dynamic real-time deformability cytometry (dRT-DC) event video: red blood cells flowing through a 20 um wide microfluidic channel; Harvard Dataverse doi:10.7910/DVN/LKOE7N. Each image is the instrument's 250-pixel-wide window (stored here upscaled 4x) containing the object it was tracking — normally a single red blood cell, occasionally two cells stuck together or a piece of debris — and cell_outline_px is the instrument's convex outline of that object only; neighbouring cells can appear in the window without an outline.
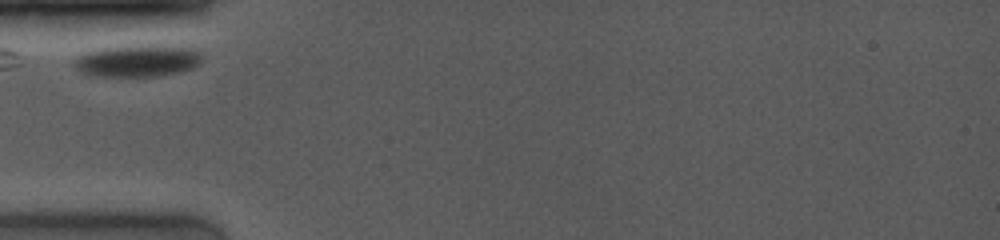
{"species": "common noctule bat (a hibernating species)", "species_latin": "Nyctalus noctula", "temperature_condition": "room temperature", "stored_images_in_passage": 2, "camera_frame_rate_fps": 4000, "um_per_image_px": 0.085, "animal": {"sex": "female", "body_mass_g": 19.0, "forearm_length_mm": 53.3}, "frame": {"image": 1, "passage_image": 1, "time_ms": 0.0, "image_size_px": [1000, 240], "cell_outline_px": [[204, 56], [192, 68], [180, 72], [156, 76], [96, 76], [80, 72], [76, 68], [72, 60], [88, 52], [100, 48], [136, 44], [172, 44], [200, 48]], "centroid_in_image_um": [11.79, 5.12], "position_along_channel_um": 73.2, "area_um2": 24.62}}